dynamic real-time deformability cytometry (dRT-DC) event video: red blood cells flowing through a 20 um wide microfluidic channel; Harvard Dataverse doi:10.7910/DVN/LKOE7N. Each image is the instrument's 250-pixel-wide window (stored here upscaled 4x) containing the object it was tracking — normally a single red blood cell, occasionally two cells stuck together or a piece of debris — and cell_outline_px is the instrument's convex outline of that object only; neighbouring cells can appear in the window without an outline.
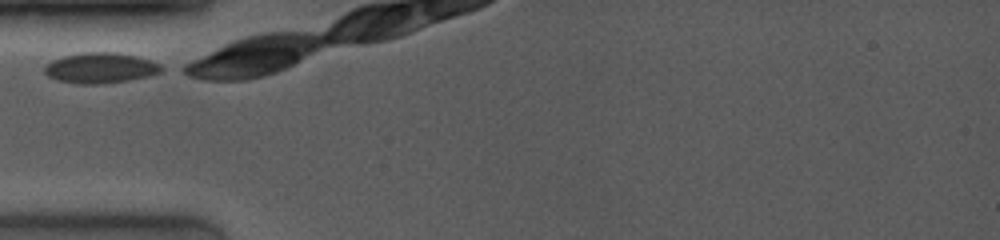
{"species": "common noctule bat (a hibernating species)", "species_latin": "Nyctalus noctula", "temperature_condition": "room temperature", "stored_images_in_passage": 3, "camera_frame_rate_fps": 4000, "um_per_image_px": 0.085, "animal": {"sex": "female", "body_mass_g": 19.0, "forearm_length_mm": 53.3}, "frame": {"image": 1, "passage_image": 1, "time_ms": 0.0, "image_size_px": [1000, 240], "cell_outline_px": [[168, 68], [160, 72], [148, 76], [128, 80], [96, 84], [84, 84], [56, 80], [48, 76], [44, 72], [44, 68], [52, 60], [64, 56], [84, 52], [116, 52], [136, 56], [160, 64]], "centroid_in_image_um": [8.56, 5.77], "position_along_channel_um": 76.4, "area_um2": 20.63}}